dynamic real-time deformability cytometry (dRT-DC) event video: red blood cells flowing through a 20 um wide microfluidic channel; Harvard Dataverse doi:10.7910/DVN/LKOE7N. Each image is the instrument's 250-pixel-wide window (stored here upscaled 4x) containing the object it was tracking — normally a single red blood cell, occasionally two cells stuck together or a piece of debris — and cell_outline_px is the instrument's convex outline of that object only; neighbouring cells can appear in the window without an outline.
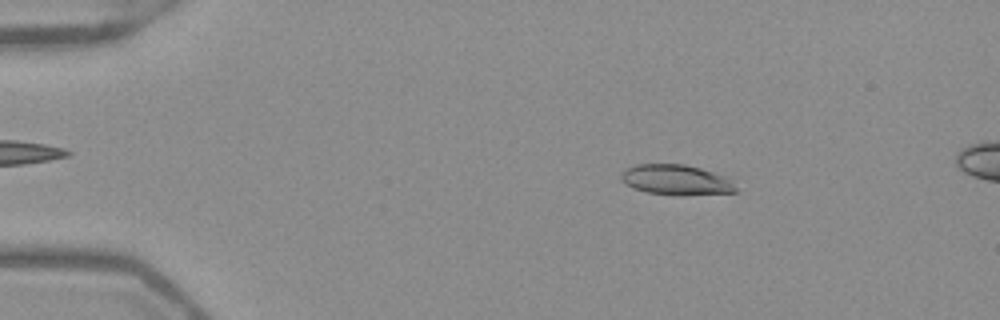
{"species": "Egyptian fruit bat (a non-hibernating species)", "species_latin": "Rousettus aegyptiacus", "temperature_condition": "warm", "stored_images_in_passage": 53, "segment_of_instrument_passage": [1, 2], "camera_frame_rate_fps": 3000, "um_per_image_px": 0.085, "frame": {"image": 1, "passage_image": 9, "time_ms": 2.667, "image_size_px": [1000, 320], "cell_outline_px": [[740, 192], [684, 196], [676, 196], [648, 192], [632, 188], [624, 184], [620, 180], [620, 172], [624, 168], [636, 164], [684, 164], [700, 168], [724, 176]], "centroid_in_image_um": [57.4, 15.3], "position_along_channel_um": 27.6, "area_um2": 20.58}}
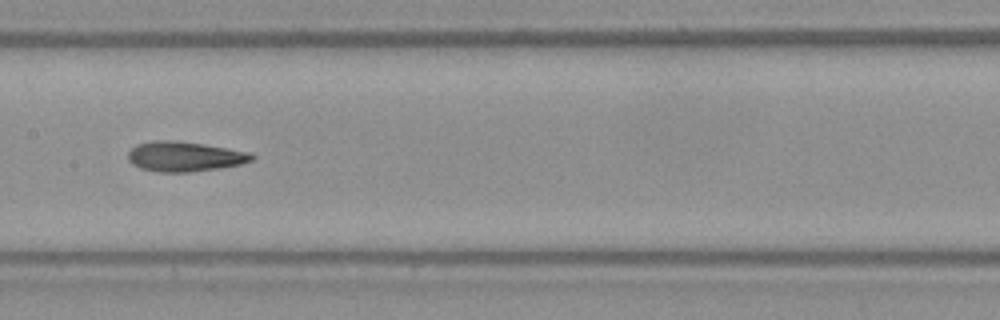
{"frame": {"image": 2, "passage_image": 27, "time_ms": 8.667, "image_size_px": [1000, 320], "cell_outline_px": [[256, 160], [240, 164], [220, 168], [188, 172], [160, 172], [140, 168], [132, 164], [128, 160], [128, 152], [136, 144], [152, 140], [176, 140], [204, 144], [252, 152], [256, 156]], "centroid_in_image_um": [15.72, 13.29], "position_along_channel_um": 191.7, "area_um2": 21.91}}
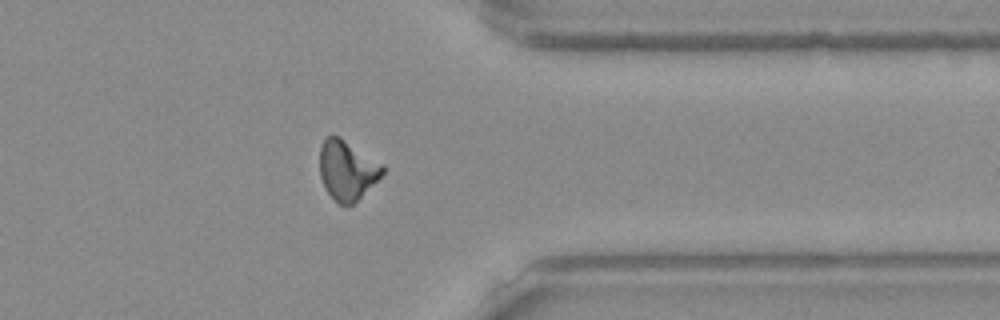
{"frame": {"image": 3, "passage_image": 42, "time_ms": 13.667, "image_size_px": [1000, 320], "cell_outline_px": [[384, 172], [352, 204], [340, 204], [324, 188], [320, 176], [320, 148], [324, 140], [328, 136], [340, 136], [384, 164]], "centroid_in_image_um": [29.49, 14.42], "position_along_channel_um": 381.9, "area_um2": 21.44}}